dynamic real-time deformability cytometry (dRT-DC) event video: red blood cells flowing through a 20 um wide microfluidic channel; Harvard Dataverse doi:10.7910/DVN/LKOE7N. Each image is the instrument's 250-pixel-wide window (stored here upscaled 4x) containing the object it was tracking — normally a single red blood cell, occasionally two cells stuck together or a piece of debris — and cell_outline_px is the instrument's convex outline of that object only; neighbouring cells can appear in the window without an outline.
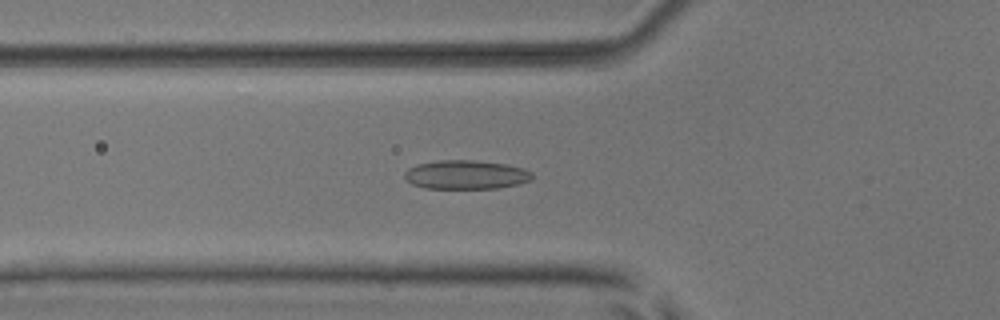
{"species": "common noctule bat (a hibernating species)", "species_latin": "Nyctalus noctula", "temperature_condition": "room temperature", "stored_images_in_passage": 43, "camera_frame_rate_fps": 3000, "um_per_image_px": 0.085, "animal": {"sex": "male", "body_mass_g": 17.9, "forearm_length_mm": 54.2}, "frame": {"image": 1, "passage_image": 9, "time_ms": 2.667, "image_size_px": [1000, 320], "cell_outline_px": [[532, 180], [516, 184], [496, 188], [424, 188], [412, 184], [404, 176], [404, 172], [408, 168], [420, 164], [440, 160], [472, 160], [508, 164], [524, 168], [532, 172]], "centroid_in_image_um": [39.62, 14.84], "position_along_channel_um": 86.2, "area_um2": 21.39}}
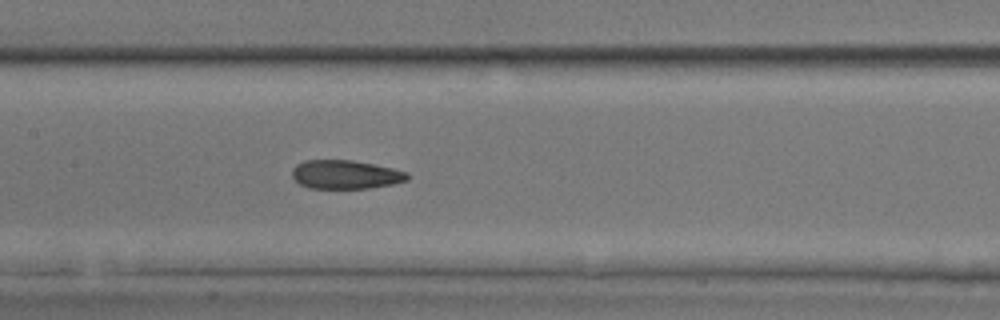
{"frame": {"image": 2, "passage_image": 16, "time_ms": 5.0, "image_size_px": [1000, 320], "cell_outline_px": [[408, 180], [392, 184], [368, 188], [308, 188], [300, 184], [292, 176], [292, 168], [296, 164], [304, 160], [352, 160], [392, 168], [408, 172]], "centroid_in_image_um": [29.34, 14.83], "position_along_channel_um": 178.1, "area_um2": 19.25}}
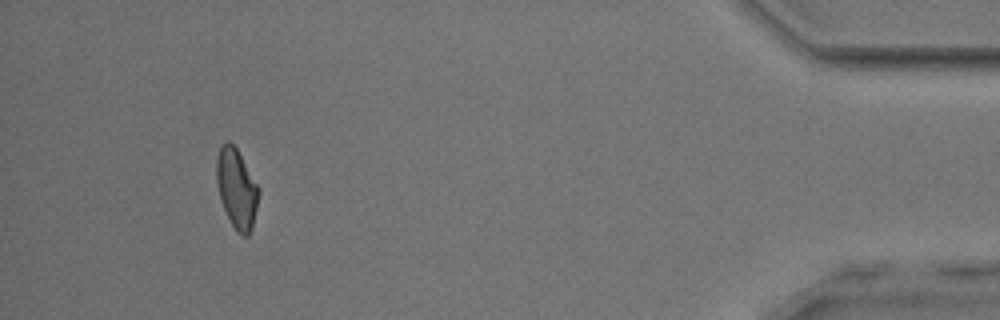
{"frame": {"image": 3, "passage_image": 39, "time_ms": 12.667, "image_size_px": [1000, 320], "cell_outline_px": [[260, 192], [252, 228], [248, 236], [244, 236], [236, 232], [224, 208], [220, 196], [216, 180], [216, 160], [220, 144], [228, 140], [236, 148], [260, 188]], "centroid_in_image_um": [20.12, 16.01], "position_along_channel_um": 415.1, "area_um2": 19.48}, "authors_computed_cell_mechanics": {"area_um2": 19.8254, "velocity_mm_per_s": 3.9284, "shape_relaxation_time_tau1_ms": null, "shape_relaxation_time_tau2_ms": 2.3894, "deformation_change_tau1": null, "deformation_change_tau2": 0.084}}